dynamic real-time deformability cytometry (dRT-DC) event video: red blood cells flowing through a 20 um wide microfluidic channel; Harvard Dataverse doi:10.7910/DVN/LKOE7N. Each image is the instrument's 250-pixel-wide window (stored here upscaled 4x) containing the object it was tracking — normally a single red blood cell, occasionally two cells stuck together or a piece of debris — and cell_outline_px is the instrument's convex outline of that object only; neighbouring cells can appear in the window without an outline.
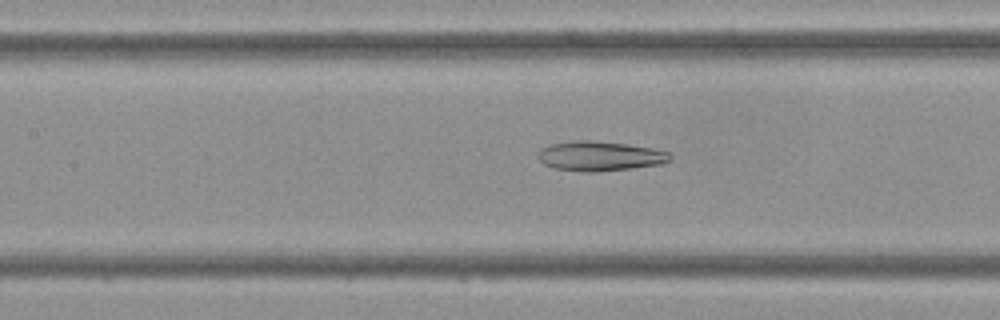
{"species": "Egyptian fruit bat (a non-hibernating species)", "species_latin": "Rousettus aegyptiacus", "temperature_condition": "cold", "stored_images_in_passage": 35, "camera_frame_rate_fps": 3000, "um_per_image_px": 0.085, "frame": {"image": 1, "passage_image": 10, "time_ms": 3.0, "image_size_px": [1000, 320], "cell_outline_px": [[672, 160], [664, 164], [632, 168], [596, 172], [584, 172], [552, 168], [544, 164], [536, 156], [536, 152], [540, 148], [552, 144], [576, 140], [592, 140], [628, 144], [652, 148], [672, 152]], "centroid_in_image_um": [51.01, 13.27], "position_along_channel_um": 156.4, "area_um2": 23.29}}
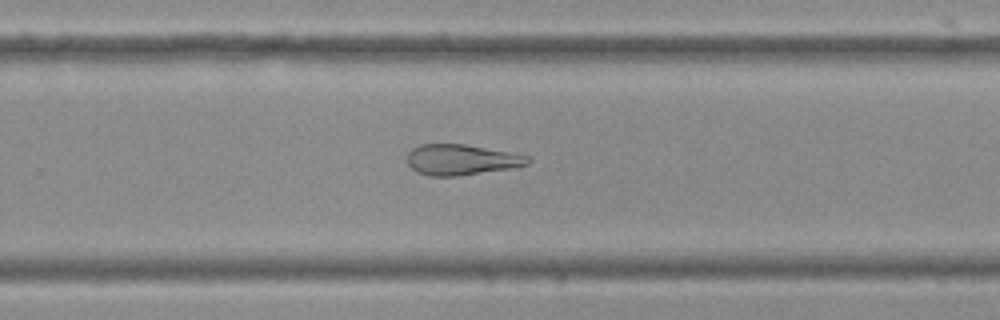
{"frame": {"image": 2, "passage_image": 19, "time_ms": 6.0, "image_size_px": [1000, 320], "cell_outline_px": [[532, 160], [528, 164], [508, 168], [456, 176], [428, 176], [416, 172], [408, 164], [408, 152], [412, 148], [420, 144], [464, 144], [508, 152], [528, 156]], "centroid_in_image_um": [39.16, 13.57], "position_along_channel_um": 290.6, "area_um2": 21.27}}
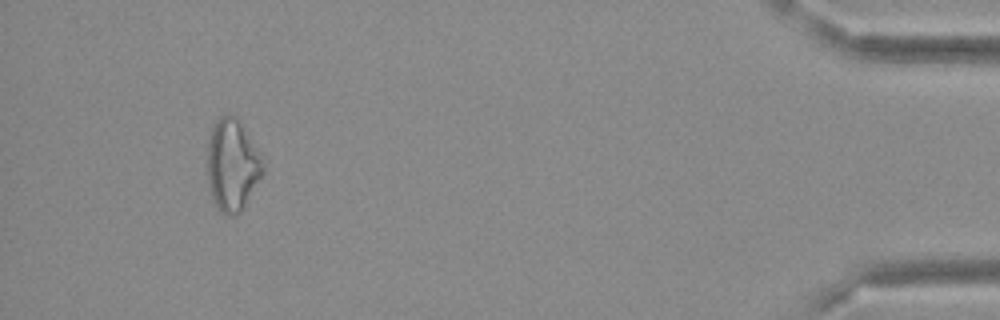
{"frame": {"image": 3, "passage_image": 32, "time_ms": 10.333, "image_size_px": [1000, 320], "cell_outline_px": [[264, 172], [244, 208], [240, 212], [232, 216], [228, 216], [220, 212], [212, 204], [208, 184], [208, 140], [212, 128], [216, 120], [220, 116], [236, 116], [264, 156]], "centroid_in_image_um": [19.76, 14.07], "position_along_channel_um": 415.4, "area_um2": 30.35}}